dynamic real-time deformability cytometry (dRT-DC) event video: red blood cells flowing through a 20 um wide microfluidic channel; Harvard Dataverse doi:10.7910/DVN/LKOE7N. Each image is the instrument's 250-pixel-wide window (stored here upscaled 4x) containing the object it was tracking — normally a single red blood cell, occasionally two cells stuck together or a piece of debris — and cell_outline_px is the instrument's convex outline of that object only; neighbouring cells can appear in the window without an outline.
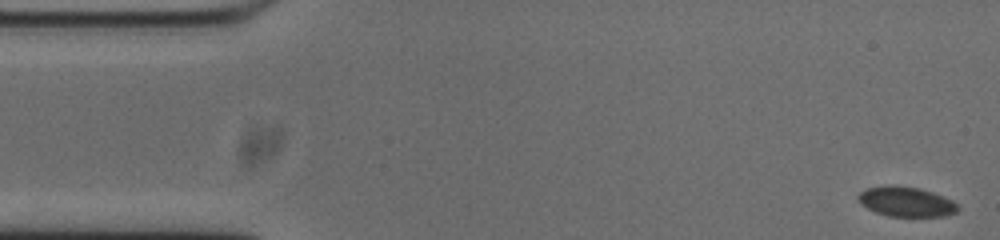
{"species": "common noctule bat (a hibernating species)", "species_latin": "Nyctalus noctula", "temperature_condition": "cold", "stored_images_in_passage": 54, "camera_frame_rate_fps": 3000, "um_per_image_px": 0.085, "animal": {"sex": "male", "body_mass_g": 20.0, "forearm_length_mm": 53.3}, "frame": {"image": 1, "passage_image": 1, "time_ms": 0.0, "image_size_px": [1000, 240], "cell_outline_px": [[960, 208], [956, 212], [944, 216], [888, 216], [876, 212], [860, 204], [856, 196], [860, 192], [868, 188], [892, 184], [920, 188], [932, 192], [952, 200]], "centroid_in_image_um": [77.0, 17.13], "position_along_channel_um": 8.0, "area_um2": 17.34}}
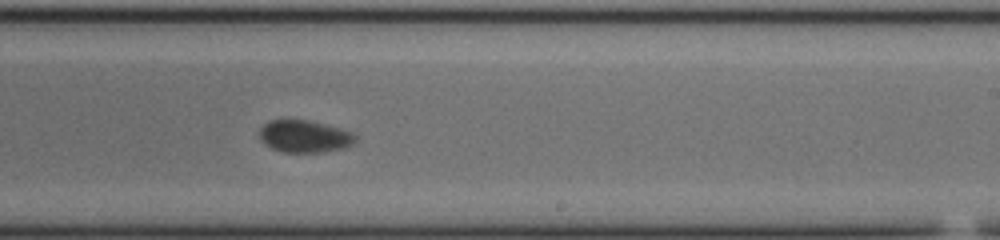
{"frame": {"image": 2, "passage_image": 31, "time_ms": 10.0, "image_size_px": [1000, 240], "cell_outline_px": [[356, 140], [352, 144], [344, 148], [324, 152], [284, 152], [272, 148], [264, 144], [260, 140], [260, 128], [268, 120], [308, 120], [340, 128], [352, 132], [356, 136]], "centroid_in_image_um": [25.88, 11.59], "position_along_channel_um": 263.1, "area_um2": 18.03}}
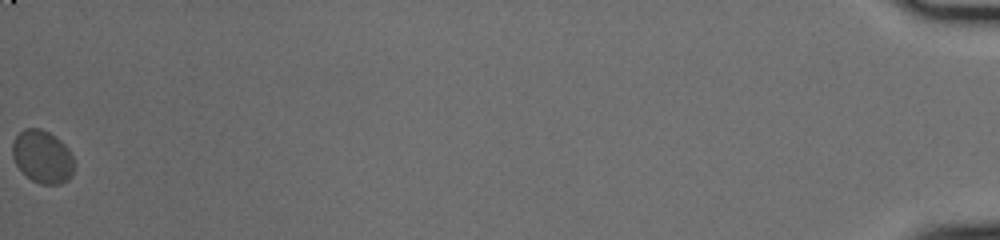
{"frame": {"image": 3, "passage_image": 54, "time_ms": 17.667, "image_size_px": [1000, 240], "cell_outline_px": [[72, 176], [68, 180], [60, 184], [40, 184], [32, 180], [16, 164], [12, 156], [12, 144], [16, 136], [24, 128], [40, 128], [56, 136], [68, 148], [72, 156]], "centroid_in_image_um": [3.6, 13.31], "position_along_channel_um": 431.6, "area_um2": 18.84}, "authors_computed_cell_mechanics": {"area_um2": 18.4382, "velocity_mm_per_s": 3.6928, "shape_relaxation_time_tau1_ms": 2.1594, "shape_relaxation_time_tau2_ms": 2.0702, "deformation_change_tau1": 0.0533, "deformation_change_tau2": 0.041}}